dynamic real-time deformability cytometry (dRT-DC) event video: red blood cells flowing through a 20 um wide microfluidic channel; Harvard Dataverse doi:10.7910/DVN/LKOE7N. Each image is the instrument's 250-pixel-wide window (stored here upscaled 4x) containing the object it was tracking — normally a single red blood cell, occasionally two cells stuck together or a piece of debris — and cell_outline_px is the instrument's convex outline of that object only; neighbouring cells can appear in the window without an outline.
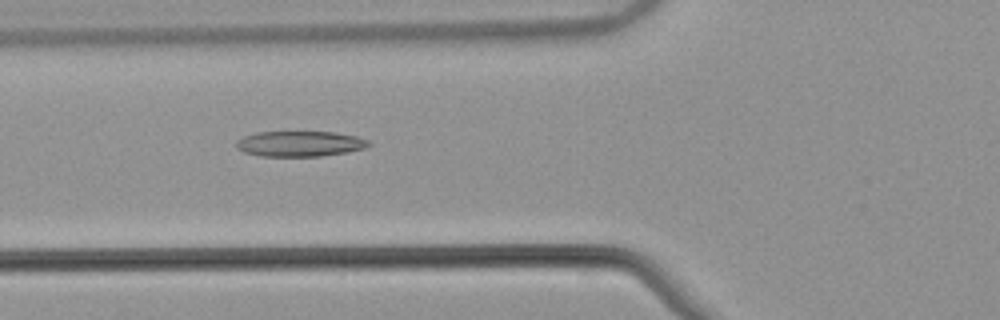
{"species": "common noctule bat (a hibernating species)", "species_latin": "Nyctalus noctula", "temperature_condition": "warm", "stored_images_in_passage": 45, "camera_frame_rate_fps": 3000, "um_per_image_px": 0.085, "animal": {"sex": "male", "body_mass_g": 21.5, "forearm_length_mm": 52.0}, "frame": {"image": 1, "passage_image": 12, "time_ms": 3.667, "image_size_px": [1000, 320], "cell_outline_px": [[372, 144], [364, 148], [348, 152], [320, 156], [260, 156], [244, 152], [236, 148], [236, 140], [244, 136], [256, 132], [336, 132], [356, 136], [368, 140]], "centroid_in_image_um": [25.48, 12.22], "position_along_channel_um": 100.3, "area_um2": 19.71}}
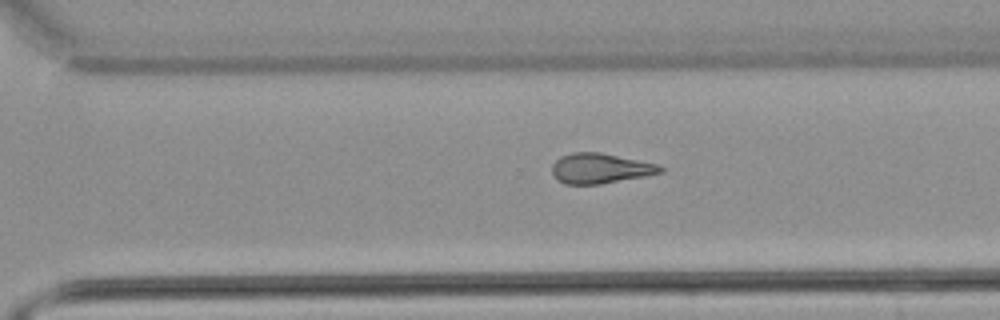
{"frame": {"image": 2, "passage_image": 29, "time_ms": 9.333, "image_size_px": [1000, 320], "cell_outline_px": [[664, 172], [644, 176], [600, 184], [564, 184], [556, 180], [552, 172], [552, 164], [560, 156], [572, 152], [600, 152], [656, 164], [664, 168]], "centroid_in_image_um": [50.97, 14.31], "position_along_channel_um": 319.6, "area_um2": 18.96}}
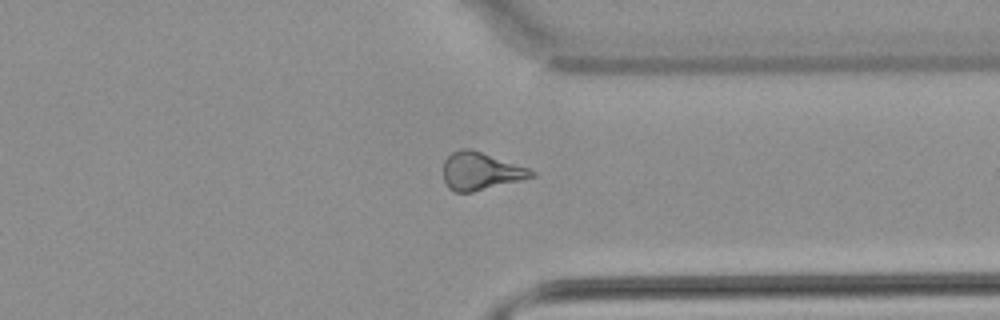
{"frame": {"image": 3, "passage_image": 33, "time_ms": 10.667, "image_size_px": [1000, 320], "cell_outline_px": [[536, 176], [472, 192], [452, 192], [448, 188], [444, 180], [444, 160], [452, 152], [460, 148], [472, 148], [528, 168], [536, 172]], "centroid_in_image_um": [40.83, 14.54], "position_along_channel_um": 370.6, "area_um2": 19.36}, "authors_computed_cell_mechanics": {"area_um2": 19.5364, "velocity_mm_per_s": 3.8676, "shape_relaxation_time_tau1_ms": null, "shape_relaxation_time_tau2_ms": 5.6925, "deformation_change_tau1": null, "deformation_change_tau2": 0.1815}}